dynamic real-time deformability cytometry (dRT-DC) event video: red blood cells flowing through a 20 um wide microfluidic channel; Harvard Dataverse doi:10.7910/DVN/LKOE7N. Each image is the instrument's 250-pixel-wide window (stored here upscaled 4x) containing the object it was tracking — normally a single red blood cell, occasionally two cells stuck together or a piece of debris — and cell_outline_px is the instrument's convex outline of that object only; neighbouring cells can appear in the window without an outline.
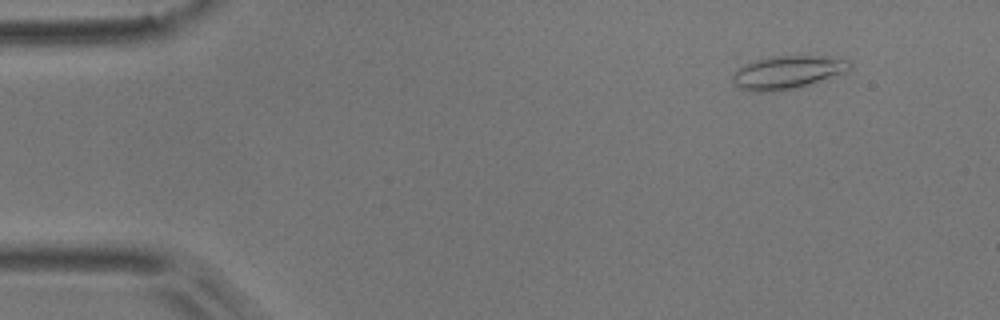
{"species": "common noctule bat (a hibernating species)", "species_latin": "Nyctalus noctula", "temperature_condition": "room temperature", "stored_images_in_passage": 4, "camera_frame_rate_fps": 3000, "um_per_image_px": 0.085, "animal": {"sex": "male", "body_mass_g": 17.9}, "frame": {"image": 1, "passage_image": 1, "time_ms": 0.0, "image_size_px": [1000, 320], "cell_outline_px": [[852, 64], [848, 72], [796, 88], [772, 92], [752, 92], [740, 88], [732, 84], [732, 76], [740, 60], [768, 56], [824, 56], [848, 60]], "centroid_in_image_um": [66.81, 6.13], "position_along_channel_um": 18.2, "area_um2": 23.52}}